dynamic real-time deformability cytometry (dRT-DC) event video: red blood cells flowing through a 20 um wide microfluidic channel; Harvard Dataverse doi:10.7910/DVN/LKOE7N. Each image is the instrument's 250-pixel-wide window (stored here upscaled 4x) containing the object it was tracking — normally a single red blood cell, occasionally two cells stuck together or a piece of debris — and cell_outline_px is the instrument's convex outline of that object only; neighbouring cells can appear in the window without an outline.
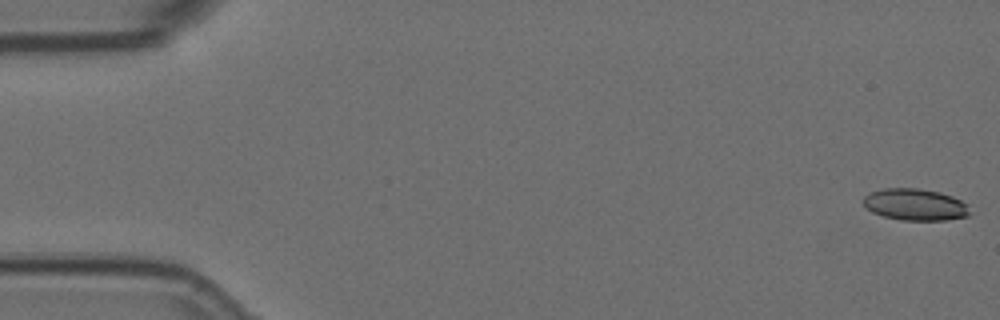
{"species": "Egyptian fruit bat (a non-hibernating species)", "species_latin": "Rousettus aegyptiacus", "temperature_condition": "room temperature", "stored_images_in_passage": 16, "camera_frame_rate_fps": 3000, "um_per_image_px": 0.085, "animal": {"sex": "female"}, "frame": {"image": 1, "passage_image": 1, "time_ms": 0.0, "image_size_px": [1000, 320], "cell_outline_px": [[968, 216], [944, 220], [900, 220], [884, 216], [872, 212], [864, 204], [864, 196], [868, 192], [884, 188], [920, 188], [940, 192], [952, 196], [968, 204]], "centroid_in_image_um": [77.77, 17.38], "position_along_channel_um": 7.2, "area_um2": 19.65}}
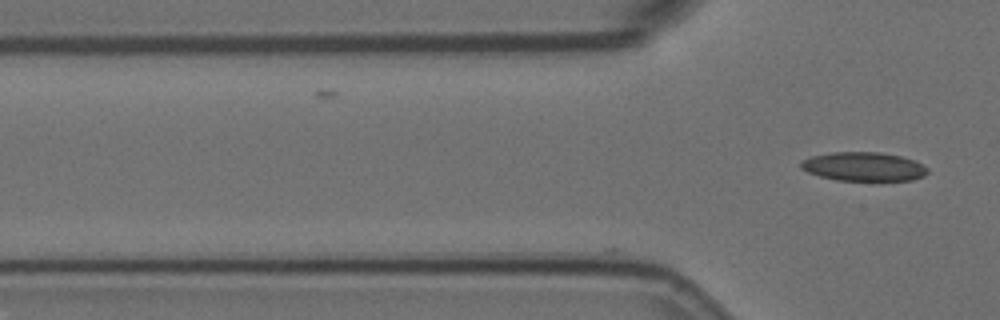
{"frame": {"image": 2, "passage_image": 16, "time_ms": 5.0, "image_size_px": [1000, 320], "cell_outline_px": [[928, 172], [924, 176], [912, 180], [836, 180], [820, 176], [808, 172], [800, 168], [800, 160], [812, 156], [832, 152], [880, 152], [900, 156], [912, 160], [928, 168]], "centroid_in_image_um": [73.37, 14.16], "position_along_channel_um": 52.4, "area_um2": 21.21}}